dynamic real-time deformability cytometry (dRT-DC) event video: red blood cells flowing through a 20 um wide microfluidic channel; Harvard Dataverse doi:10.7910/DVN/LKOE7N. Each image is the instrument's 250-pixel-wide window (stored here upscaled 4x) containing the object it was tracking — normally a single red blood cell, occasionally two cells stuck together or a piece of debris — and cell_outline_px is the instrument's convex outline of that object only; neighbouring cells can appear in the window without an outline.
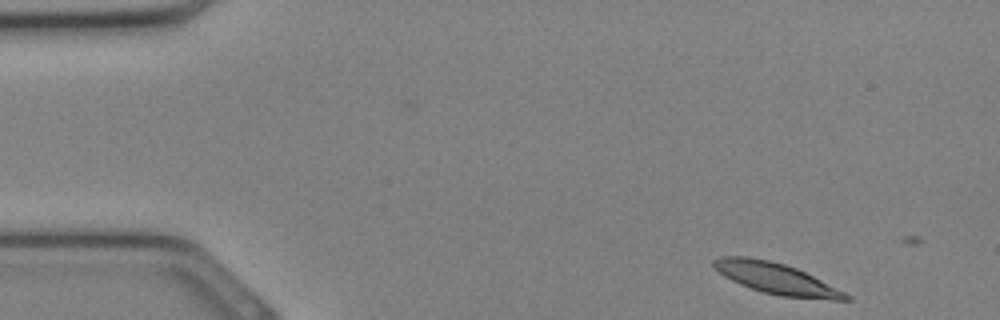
{"species": "Egyptian fruit bat (a non-hibernating species)", "species_latin": "Rousettus aegyptiacus", "temperature_condition": "cold", "stored_images_in_passage": 6, "camera_frame_rate_fps": 3000, "um_per_image_px": 0.085, "animal": {"sex": "female"}, "frame": {"image": 1, "passage_image": 2, "time_ms": 0.333, "image_size_px": [1000, 320], "cell_outline_px": [[852, 300], [832, 300], [780, 296], [764, 292], [740, 284], [724, 276], [712, 264], [712, 260], [720, 256], [748, 256], [768, 260], [784, 264], [796, 268], [852, 296]], "centroid_in_image_um": [65.97, 23.67], "position_along_channel_um": 19.0, "area_um2": 23.58}}